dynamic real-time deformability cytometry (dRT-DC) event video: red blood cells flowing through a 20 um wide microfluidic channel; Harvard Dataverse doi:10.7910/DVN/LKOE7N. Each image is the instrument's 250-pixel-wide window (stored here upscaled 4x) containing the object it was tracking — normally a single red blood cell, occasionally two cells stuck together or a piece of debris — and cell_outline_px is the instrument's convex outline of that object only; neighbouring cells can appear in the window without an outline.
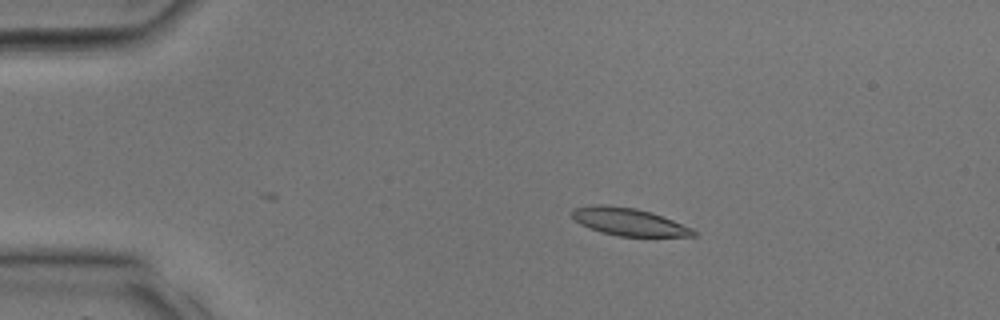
{"species": "common noctule bat (a hibernating species)", "species_latin": "Nyctalus noctula", "temperature_condition": "room temperature", "stored_images_in_passage": 25, "camera_frame_rate_fps": 3000, "um_per_image_px": 0.085, "animal": {"sex": "male", "body_mass_g": 17.9, "forearm_length_mm": 54.2}, "frame": {"image": 1, "passage_image": 2, "time_ms": 0.333, "image_size_px": [1000, 320], "cell_outline_px": [[696, 236], [620, 236], [600, 232], [580, 224], [572, 216], [572, 208], [596, 204], [604, 204], [636, 208], [652, 212], [692, 228], [696, 232]], "centroid_in_image_um": [53.42, 18.84], "position_along_channel_um": 31.6, "area_um2": 19.42}}
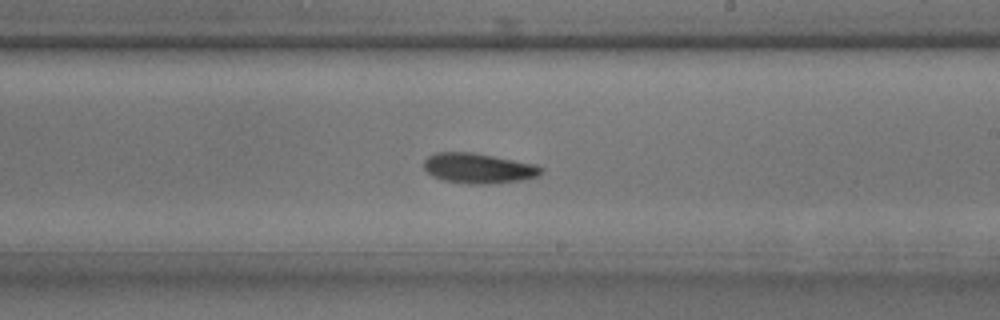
{"frame": {"image": 2, "passage_image": 15, "time_ms": 4.667, "image_size_px": [1000, 320], "cell_outline_px": [[544, 168], [536, 176], [520, 180], [496, 184], [468, 184], [444, 180], [432, 176], [424, 168], [424, 160], [428, 156], [436, 152], [472, 152], [536, 164]], "centroid_in_image_um": [40.65, 14.3], "position_along_channel_um": 248.4, "area_um2": 20.58}}
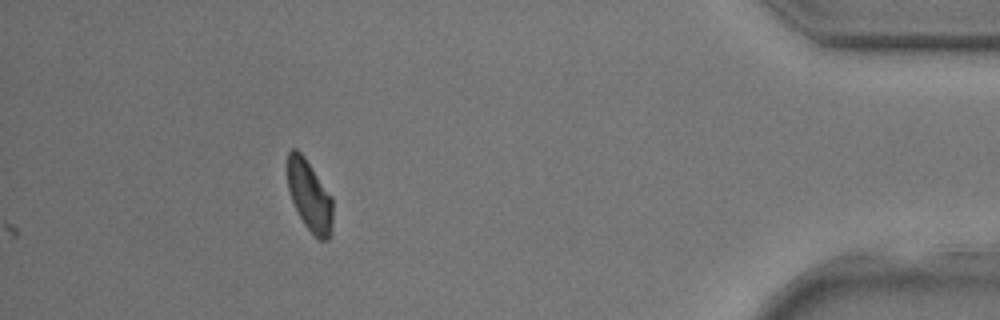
{"frame": {"image": 3, "passage_image": 25, "time_ms": 8.0, "image_size_px": [1000, 320], "cell_outline_px": [[332, 232], [328, 240], [320, 240], [304, 224], [292, 200], [288, 188], [288, 152], [292, 148], [296, 148], [304, 156], [332, 196]], "centroid_in_image_um": [26.33, 16.64], "position_along_channel_um": 408.9, "area_um2": 18.5}}